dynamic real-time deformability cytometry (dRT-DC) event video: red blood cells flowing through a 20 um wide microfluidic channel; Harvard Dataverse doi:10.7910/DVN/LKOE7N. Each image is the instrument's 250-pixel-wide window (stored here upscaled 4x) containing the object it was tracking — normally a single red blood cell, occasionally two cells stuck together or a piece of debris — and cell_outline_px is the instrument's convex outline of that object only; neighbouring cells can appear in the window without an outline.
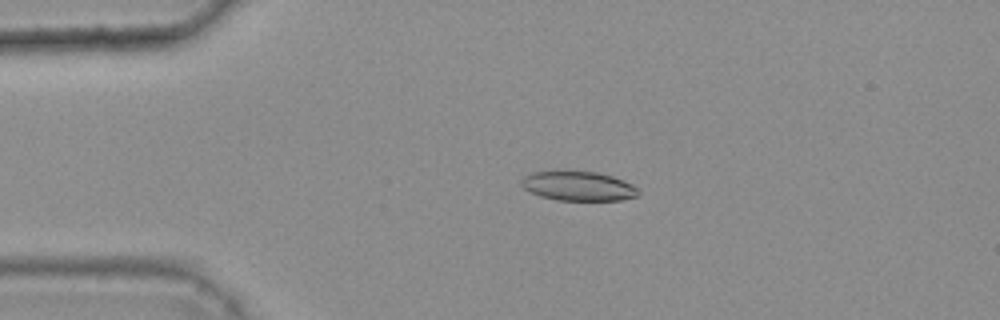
{"species": "common noctule bat (a hibernating species)", "species_latin": "Nyctalus noctula", "temperature_condition": "warm", "stored_images_in_passage": 46, "camera_frame_rate_fps": 3000, "um_per_image_px": 0.085, "animal": {"sex": "female", "body_mass_g": 25.1}, "frame": {"image": 1, "passage_image": 11, "time_ms": 3.333, "image_size_px": [1000, 320], "cell_outline_px": [[640, 192], [636, 196], [620, 200], [556, 200], [540, 196], [524, 188], [520, 184], [520, 180], [524, 176], [532, 172], [596, 172], [612, 176], [624, 180], [632, 184]], "centroid_in_image_um": [49.15, 15.82], "position_along_channel_um": 35.8, "area_um2": 19.77}}
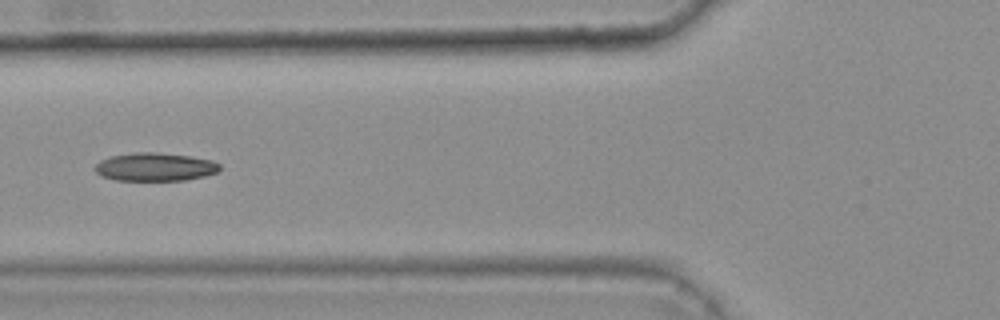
{"frame": {"image": 2, "passage_image": 20, "time_ms": 6.333, "image_size_px": [1000, 320], "cell_outline_px": [[220, 168], [216, 172], [204, 176], [184, 180], [116, 180], [100, 176], [96, 172], [96, 164], [100, 160], [112, 156], [136, 152], [152, 152], [188, 156], [212, 160], [220, 164]], "centroid_in_image_um": [13.16, 14.19], "position_along_channel_um": 112.6, "area_um2": 20.29}}
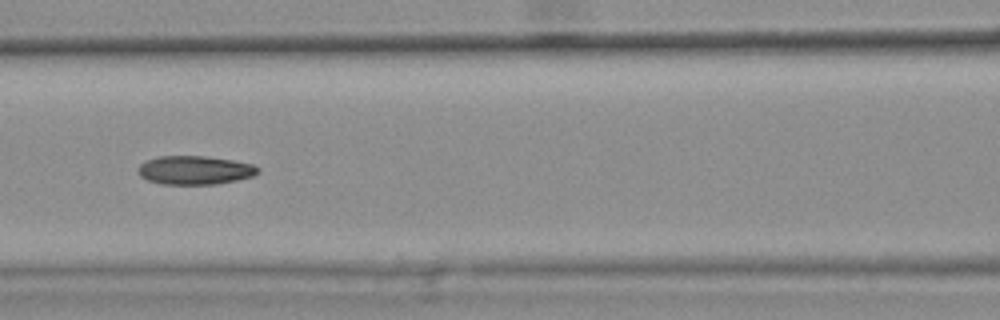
{"frame": {"image": 3, "passage_image": 23, "time_ms": 7.333, "image_size_px": [1000, 320], "cell_outline_px": [[260, 172], [252, 176], [236, 180], [216, 184], [160, 184], [148, 180], [140, 176], [136, 172], [140, 164], [148, 160], [160, 156], [204, 156], [232, 160], [252, 164], [260, 168]], "centroid_in_image_um": [16.55, 14.46], "position_along_channel_um": 150.1, "area_um2": 20.0}, "authors_computed_cell_mechanics": {"area_um2": 19.9988, "velocity_mm_per_s": 3.733, "shape_relaxation_time_tau1_ms": null, "shape_relaxation_time_tau2_ms": 4.4833, "deformation_change_tau1": null, "deformation_change_tau2": 0.1084}}